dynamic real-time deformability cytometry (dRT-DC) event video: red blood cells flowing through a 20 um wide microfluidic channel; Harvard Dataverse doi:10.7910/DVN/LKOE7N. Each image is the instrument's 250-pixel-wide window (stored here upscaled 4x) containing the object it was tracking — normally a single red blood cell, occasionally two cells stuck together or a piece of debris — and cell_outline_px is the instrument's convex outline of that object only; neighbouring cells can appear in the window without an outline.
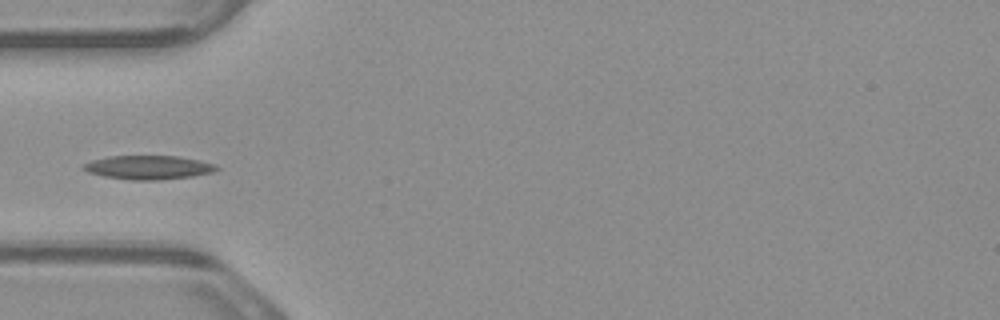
{"species": "common noctule bat (a hibernating species)", "species_latin": "Nyctalus noctula", "temperature_condition": "warm", "stored_images_in_passage": 3, "camera_frame_rate_fps": 3000, "um_per_image_px": 0.085, "animal": {"sex": "male", "body_mass_g": 23.1, "forearm_length_mm": 52.7}, "frame": {"image": 1, "passage_image": 3, "time_ms": 0.667, "image_size_px": [1000, 320], "cell_outline_px": [[220, 168], [212, 172], [192, 176], [160, 180], [132, 180], [104, 176], [88, 172], [80, 168], [84, 164], [92, 160], [108, 156], [180, 156], [200, 160], [216, 164]], "centroid_in_image_um": [12.63, 14.22], "position_along_channel_um": 72.4, "area_um2": 18.55}}